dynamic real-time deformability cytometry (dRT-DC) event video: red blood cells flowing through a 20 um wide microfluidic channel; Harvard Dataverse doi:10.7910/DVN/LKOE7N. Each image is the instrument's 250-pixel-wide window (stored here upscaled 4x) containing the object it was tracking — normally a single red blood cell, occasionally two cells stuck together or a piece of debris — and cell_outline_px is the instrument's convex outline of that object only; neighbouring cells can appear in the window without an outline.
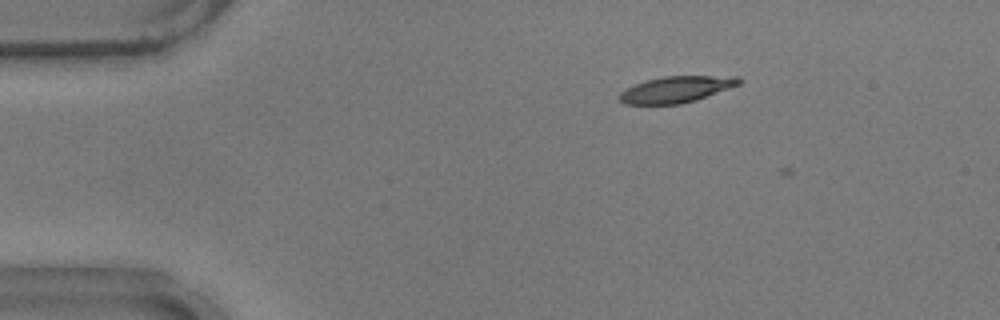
{"species": "common noctule bat (a hibernating species)", "species_latin": "Nyctalus noctula", "temperature_condition": "warm", "stored_images_in_passage": 9, "camera_frame_rate_fps": 3000, "um_per_image_px": 0.085, "animal": {"sex": "male", "body_mass_g": 17.9}, "frame": {"image": 1, "passage_image": 6, "time_ms": 1.667, "image_size_px": [1000, 320], "cell_outline_px": [[740, 84], [696, 100], [680, 104], [624, 104], [620, 100], [620, 92], [636, 84], [648, 80], [664, 76], [736, 76], [740, 80]], "centroid_in_image_um": [57.49, 7.6], "position_along_channel_um": 27.5, "area_um2": 17.98}}